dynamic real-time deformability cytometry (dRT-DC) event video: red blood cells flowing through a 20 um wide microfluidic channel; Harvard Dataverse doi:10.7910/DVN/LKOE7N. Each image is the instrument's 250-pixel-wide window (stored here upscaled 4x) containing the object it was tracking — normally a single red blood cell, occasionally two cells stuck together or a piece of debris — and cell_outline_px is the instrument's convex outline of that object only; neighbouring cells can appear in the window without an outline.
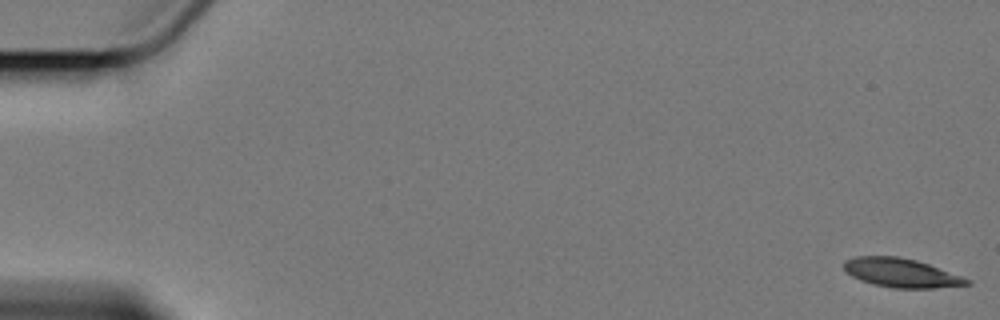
{"species": "Egyptian fruit bat (a non-hibernating species)", "species_latin": "Rousettus aegyptiacus", "temperature_condition": "cold", "stored_images_in_passage": 6, "segment_of_instrument_passage": [1, 2], "camera_frame_rate_fps": 3000, "um_per_image_px": 0.085, "animal": {"sex": "female"}, "frame": {"image": 1, "passage_image": 1, "time_ms": 0.0, "image_size_px": [1000, 320], "cell_outline_px": [[972, 284], [932, 288], [892, 288], [872, 284], [860, 280], [844, 272], [844, 260], [856, 256], [896, 256], [916, 260], [928, 264], [972, 280]], "centroid_in_image_um": [76.57, 23.19], "position_along_channel_um": 8.4, "area_um2": 20.75}}